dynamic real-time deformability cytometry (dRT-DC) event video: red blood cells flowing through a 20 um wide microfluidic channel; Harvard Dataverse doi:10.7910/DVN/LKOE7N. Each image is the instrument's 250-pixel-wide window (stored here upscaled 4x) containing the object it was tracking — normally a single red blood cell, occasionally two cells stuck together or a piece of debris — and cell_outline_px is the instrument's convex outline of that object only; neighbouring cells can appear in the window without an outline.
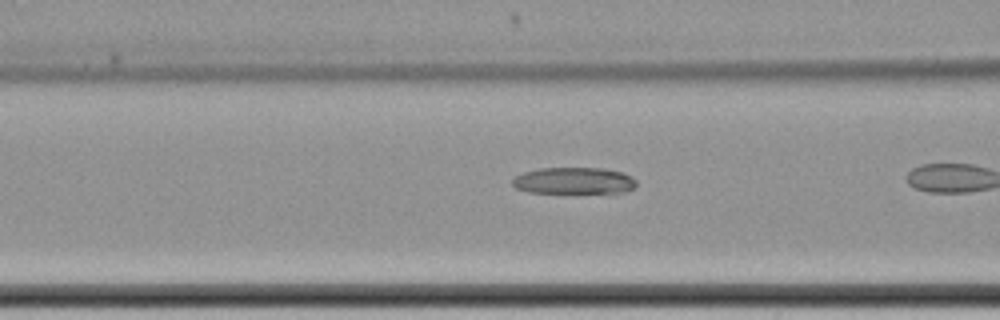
{"species": "common noctule bat (a hibernating species)", "species_latin": "Nyctalus noctula", "temperature_condition": "cold", "stored_images_in_passage": 31, "camera_frame_rate_fps": 3000, "um_per_image_px": 0.085, "animal": {"sex": "female", "body_mass_g": 22.7, "forearm_length_mm": 54.2}, "frame": {"image": 1, "passage_image": 14, "time_ms": 4.333, "image_size_px": [1000, 320], "cell_outline_px": [[636, 188], [628, 192], [528, 192], [516, 188], [512, 184], [512, 180], [516, 176], [524, 172], [540, 168], [604, 168], [620, 172], [632, 176], [636, 180]], "centroid_in_image_um": [48.81, 15.35], "position_along_channel_um": 117.8, "area_um2": 19.13}}